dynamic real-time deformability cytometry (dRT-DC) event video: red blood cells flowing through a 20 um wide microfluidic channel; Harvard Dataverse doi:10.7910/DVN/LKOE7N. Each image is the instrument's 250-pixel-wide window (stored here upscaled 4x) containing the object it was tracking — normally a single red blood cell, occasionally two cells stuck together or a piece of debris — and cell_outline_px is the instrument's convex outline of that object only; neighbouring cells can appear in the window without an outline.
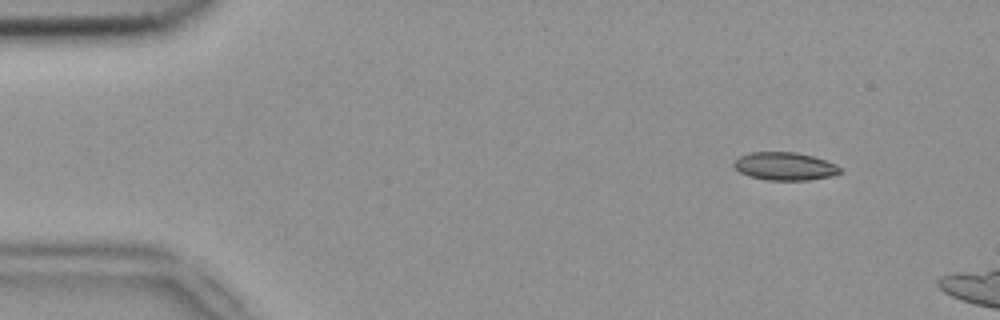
{"species": "common noctule bat (a hibernating species)", "species_latin": "Nyctalus noctula", "temperature_condition": "room temperature", "stored_images_in_passage": 4, "camera_frame_rate_fps": 3000, "um_per_image_px": 0.085, "animal": {"sex": "female", "body_mass_g": 18.4}, "frame": {"image": 1, "passage_image": 1, "time_ms": 0.0, "image_size_px": [1000, 320], "cell_outline_px": [[840, 172], [836, 176], [808, 180], [768, 180], [752, 176], [740, 172], [732, 164], [740, 156], [752, 152], [796, 152], [812, 156], [836, 164], [840, 168]], "centroid_in_image_um": [66.74, 14.13], "position_along_channel_um": 18.3, "area_um2": 17.17}}